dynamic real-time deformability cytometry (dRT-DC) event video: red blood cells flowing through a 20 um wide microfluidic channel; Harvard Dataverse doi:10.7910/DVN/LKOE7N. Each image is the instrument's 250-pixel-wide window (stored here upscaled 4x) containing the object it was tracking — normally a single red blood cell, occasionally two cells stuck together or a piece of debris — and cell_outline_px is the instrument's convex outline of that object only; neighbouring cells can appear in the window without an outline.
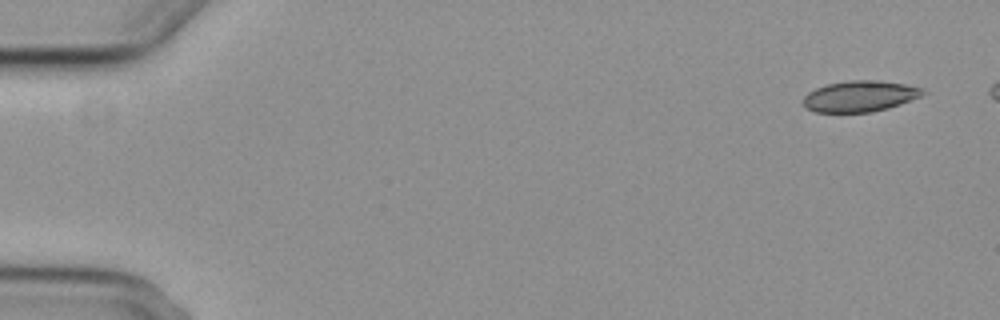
{"species": "common noctule bat (a hibernating species)", "species_latin": "Nyctalus noctula", "temperature_condition": "cold", "stored_images_in_passage": 6, "camera_frame_rate_fps": 3000, "um_per_image_px": 0.085, "animal": {"sex": "female", "body_mass_g": 29.2, "forearm_length_mm": 56.3}, "frame": {"image": 1, "passage_image": 1, "time_ms": 0.0, "image_size_px": [1000, 320], "cell_outline_px": [[928, 92], [924, 96], [888, 108], [872, 112], [816, 112], [804, 108], [804, 96], [808, 92], [816, 88], [828, 84], [848, 80], [880, 80], [904, 84], [924, 88]], "centroid_in_image_um": [73.14, 8.17], "position_along_channel_um": 11.9, "area_um2": 21.85}}